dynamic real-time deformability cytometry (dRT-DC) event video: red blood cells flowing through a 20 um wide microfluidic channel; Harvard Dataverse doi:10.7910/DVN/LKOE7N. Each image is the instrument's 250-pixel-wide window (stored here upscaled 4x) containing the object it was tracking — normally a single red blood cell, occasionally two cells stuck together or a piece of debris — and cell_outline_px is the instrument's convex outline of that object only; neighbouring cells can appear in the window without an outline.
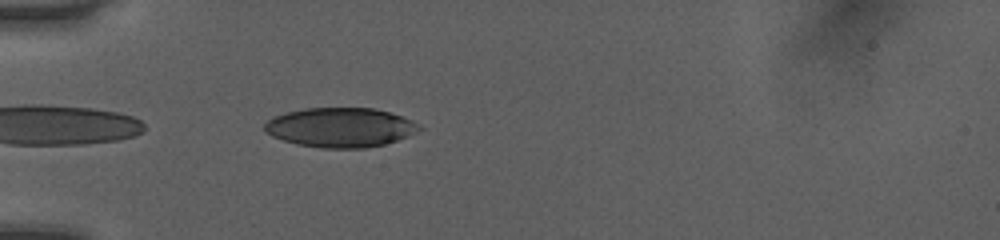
{"species": "human", "species_latin": "Homo sapiens", "temperature_condition": "room temperature", "stored_images_in_passage": 36, "camera_frame_rate_fps": 3000, "um_per_image_px": 0.085, "donor": {"sex": "female"}, "frame": {"image": 1, "passage_image": 1, "time_ms": 0.0, "image_size_px": [1000, 240], "cell_outline_px": [[424, 128], [416, 132], [396, 140], [384, 144], [364, 148], [320, 148], [296, 144], [272, 136], [264, 132], [264, 124], [272, 116], [304, 108], [376, 108], [412, 120], [420, 124]], "centroid_in_image_um": [28.91, 10.83], "position_along_channel_um": 56.1, "area_um2": 35.6}}
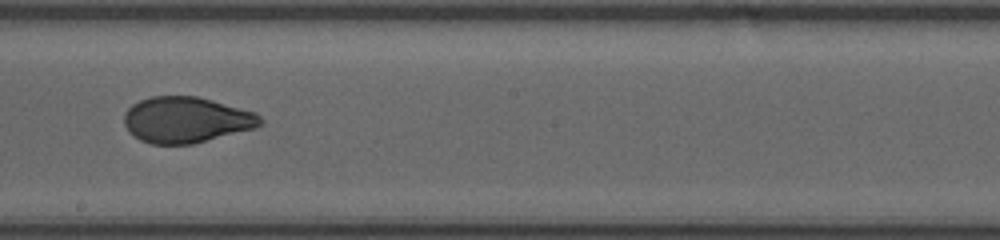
{"frame": {"image": 2, "passage_image": 15, "time_ms": 4.667, "image_size_px": [1000, 240], "cell_outline_px": [[264, 124], [256, 128], [192, 144], [152, 144], [140, 140], [132, 136], [128, 132], [124, 124], [124, 112], [132, 104], [140, 100], [152, 96], [196, 96], [212, 100], [256, 112], [264, 120]], "centroid_in_image_um": [15.83, 10.19], "position_along_channel_um": 232.4, "area_um2": 36.76}}
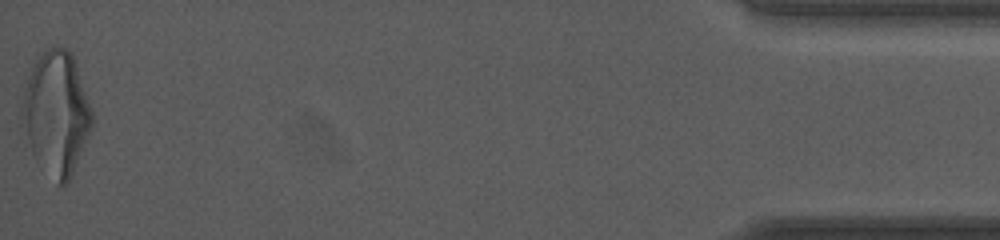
{"frame": {"image": 3, "passage_image": 36, "time_ms": 11.667, "image_size_px": [1000, 240], "cell_outline_px": [[92, 128], [72, 172], [64, 188], [60, 188], [56, 184], [36, 160], [32, 152], [20, 124], [20, 112], [24, 88], [28, 76], [36, 60], [52, 44], [56, 44], [64, 48], [72, 56], [76, 64], [92, 108]], "centroid_in_image_um": [4.76, 9.64], "position_along_channel_um": 430.4, "area_um2": 50.4}, "authors_computed_cell_mechanics": {"area_um2": 37.3099, "velocity_mm_per_s": 4.0604, "shape_relaxation_time_tau1_ms": 5.2564, "shape_relaxation_time_tau2_ms": 1.0298, "deformation_change_tau1": 0.1761, "deformation_change_tau2": 0.0629}}